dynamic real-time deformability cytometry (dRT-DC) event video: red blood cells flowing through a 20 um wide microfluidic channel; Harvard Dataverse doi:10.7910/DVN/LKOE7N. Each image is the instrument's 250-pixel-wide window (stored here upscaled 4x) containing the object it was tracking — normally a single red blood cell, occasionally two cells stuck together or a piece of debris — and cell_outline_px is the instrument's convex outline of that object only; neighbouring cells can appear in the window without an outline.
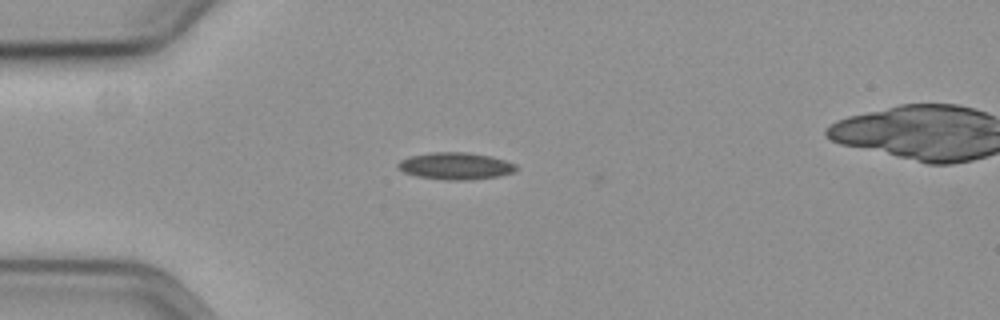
{"species": "common noctule bat (a hibernating species)", "species_latin": "Nyctalus noctula", "temperature_condition": "cold", "stored_images_in_passage": 8, "camera_frame_rate_fps": 3000, "um_per_image_px": 0.085, "animal": {"sex": "female", "body_mass_g": 19.3, "forearm_length_mm": 54.1}, "frame": {"image": 1, "passage_image": 2, "time_ms": 0.333, "image_size_px": [1000, 320], "cell_outline_px": [[516, 172], [500, 176], [468, 180], [452, 180], [416, 176], [404, 172], [396, 168], [396, 164], [400, 160], [408, 156], [432, 152], [468, 152], [492, 156], [516, 164]], "centroid_in_image_um": [38.71, 14.1], "position_along_channel_um": 46.3, "area_um2": 18.79}}
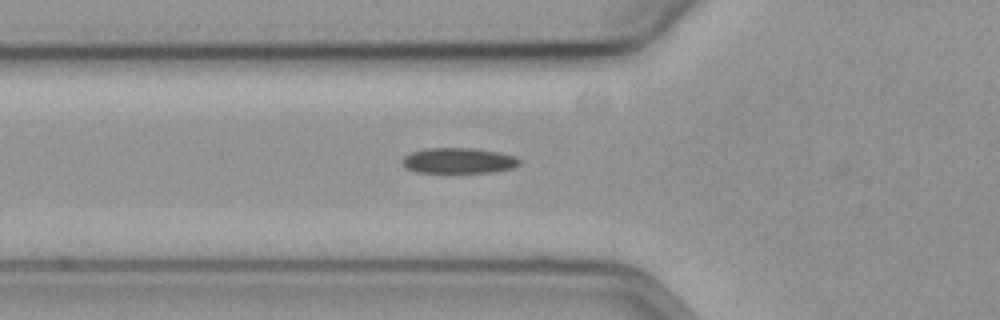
{"frame": {"image": 2, "passage_image": 7, "time_ms": 2.0, "image_size_px": [1000, 320], "cell_outline_px": [[520, 164], [512, 168], [492, 172], [416, 172], [404, 168], [400, 160], [404, 156], [412, 152], [424, 148], [476, 148], [500, 152], [516, 156], [520, 160]], "centroid_in_image_um": [38.96, 13.64], "position_along_channel_um": 86.8, "area_um2": 17.63}}